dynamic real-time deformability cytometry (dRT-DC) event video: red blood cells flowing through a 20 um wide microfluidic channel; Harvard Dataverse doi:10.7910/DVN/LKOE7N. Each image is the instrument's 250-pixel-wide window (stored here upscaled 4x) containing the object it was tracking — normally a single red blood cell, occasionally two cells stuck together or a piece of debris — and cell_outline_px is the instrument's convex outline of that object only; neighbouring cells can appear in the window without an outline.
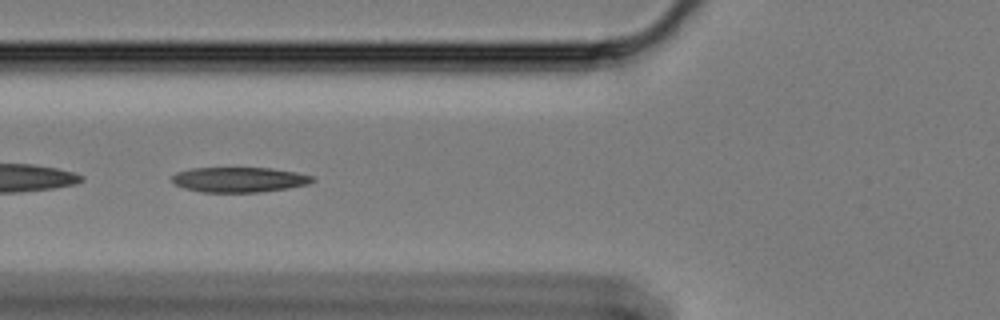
{"species": "Egyptian fruit bat (a non-hibernating species)", "species_latin": "Rousettus aegyptiacus", "temperature_condition": "cold", "stored_images_in_passage": 53, "camera_frame_rate_fps": 3000, "um_per_image_px": 0.085, "animal": {"sex": "female"}, "frame": {"image": 1, "passage_image": 16, "time_ms": 5.0, "image_size_px": [1000, 320], "cell_outline_px": [[316, 180], [308, 184], [288, 188], [260, 192], [200, 192], [184, 188], [176, 184], [172, 180], [172, 176], [176, 172], [192, 168], [272, 168], [296, 172], [316, 176]], "centroid_in_image_um": [20.37, 15.27], "position_along_channel_um": 105.4, "area_um2": 20.63}}
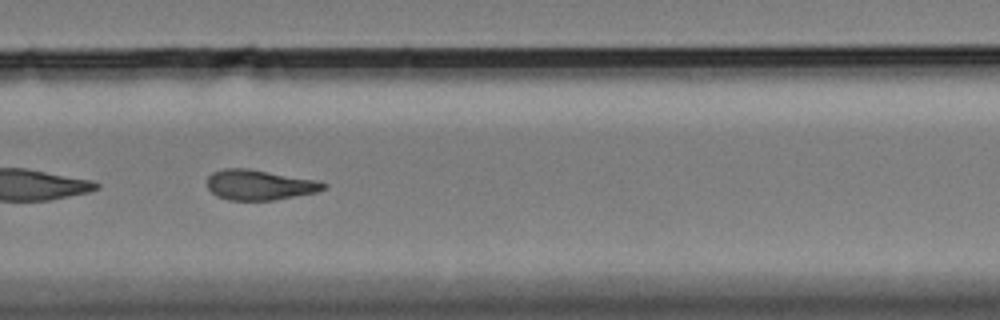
{"frame": {"image": 2, "passage_image": 34, "time_ms": 11.0, "image_size_px": [1000, 320], "cell_outline_px": [[328, 188], [316, 192], [276, 200], [228, 200], [216, 196], [208, 188], [208, 176], [212, 172], [224, 168], [248, 168], [316, 180], [328, 184]], "centroid_in_image_um": [22.06, 15.72], "position_along_channel_um": 307.7, "area_um2": 20.58}}
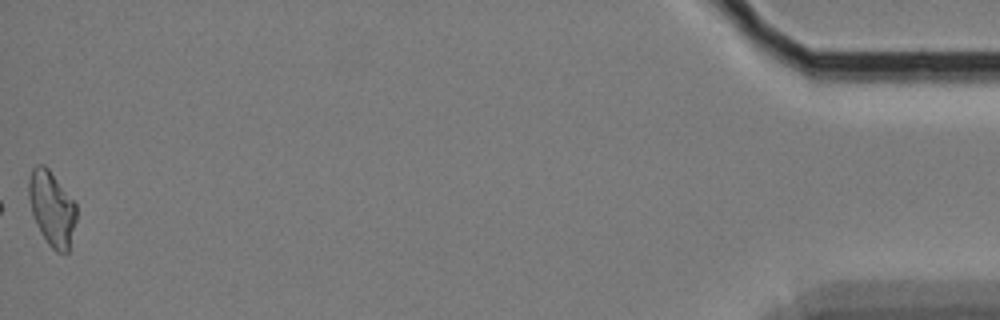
{"frame": {"image": 3, "passage_image": 53, "time_ms": 17.333, "image_size_px": [1000, 320], "cell_outline_px": [[76, 220], [68, 252], [56, 252], [48, 244], [40, 232], [32, 212], [28, 196], [28, 180], [32, 168], [36, 164], [44, 164], [48, 168], [76, 204]], "centroid_in_image_um": [4.39, 17.7], "position_along_channel_um": 430.8, "area_um2": 20.58}, "authors_computed_cell_mechanics": {"area_um2": 20.808, "velocity_mm_per_s": 3.3719, "shape_relaxation_time_tau1_ms": 10.8044, "shape_relaxation_time_tau2_ms": 6.2908, "deformation_change_tau1": 0.2297, "deformation_change_tau2": 0.1645}}